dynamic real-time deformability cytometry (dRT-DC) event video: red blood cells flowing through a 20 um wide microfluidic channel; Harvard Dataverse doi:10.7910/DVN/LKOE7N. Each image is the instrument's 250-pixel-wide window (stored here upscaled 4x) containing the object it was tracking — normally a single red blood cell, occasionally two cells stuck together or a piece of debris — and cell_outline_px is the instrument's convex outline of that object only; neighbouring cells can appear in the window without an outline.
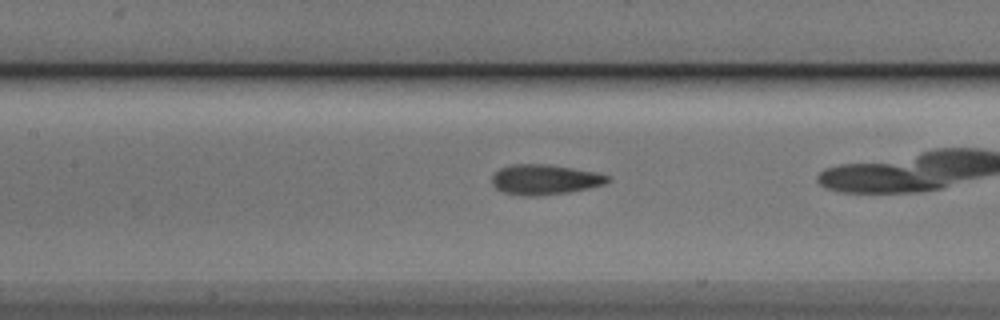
{"species": "Egyptian fruit bat (a non-hibernating species)", "species_latin": "Rousettus aegyptiacus", "temperature_condition": "cold", "stored_images_in_passage": 33, "camera_frame_rate_fps": 3000, "um_per_image_px": 0.085, "animal": {"sex": "male"}, "frame": {"image": 1, "passage_image": 15, "time_ms": 4.667, "image_size_px": [1000, 320], "cell_outline_px": [[608, 180], [604, 184], [588, 188], [568, 192], [536, 196], [520, 196], [504, 192], [496, 188], [492, 184], [492, 176], [500, 168], [512, 164], [544, 164], [596, 172], [608, 176]], "centroid_in_image_um": [46.25, 15.27], "position_along_channel_um": 161.1, "area_um2": 20.06}}